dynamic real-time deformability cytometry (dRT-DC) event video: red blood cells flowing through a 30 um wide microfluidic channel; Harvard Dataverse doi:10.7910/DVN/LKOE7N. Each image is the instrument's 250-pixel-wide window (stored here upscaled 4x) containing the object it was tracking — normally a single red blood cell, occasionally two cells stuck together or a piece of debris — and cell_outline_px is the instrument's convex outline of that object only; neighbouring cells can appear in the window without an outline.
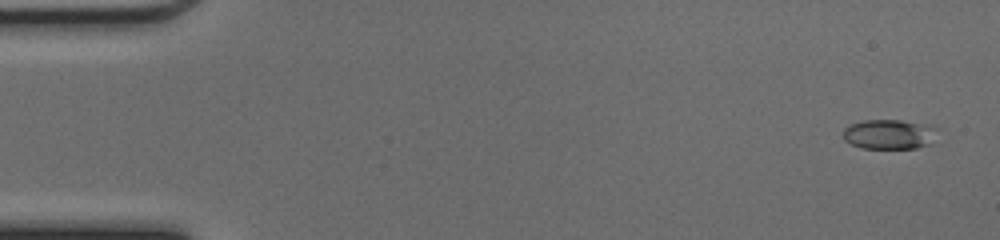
{"species": "common noctule bat (a hibernating species)", "species_latin": "Nyctalus noctula", "temperature_condition": "cold", "stored_images_in_passage": 18, "camera_frame_rate_fps": 3000, "um_per_image_px": 0.085, "animal": {"sex": "female", "body_mass_g": 17.0, "forearm_length_mm": 48.0}, "frame": {"image": 1, "passage_image": 2, "time_ms": 0.333, "image_size_px": [1000, 240], "cell_outline_px": [[940, 128], [932, 144], [916, 148], [860, 148], [844, 140], [844, 128], [848, 124], [864, 120], [900, 120], [932, 124]], "centroid_in_image_um": [75.66, 11.4], "position_along_channel_um": 9.3, "area_um2": 16.82}}
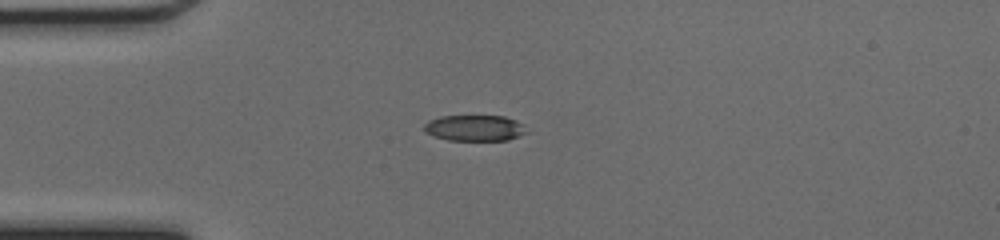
{"frame": {"image": 2, "passage_image": 13, "time_ms": 4.0, "image_size_px": [1000, 240], "cell_outline_px": [[528, 132], [520, 136], [508, 140], [448, 140], [432, 136], [424, 132], [424, 124], [428, 120], [440, 116], [504, 116], [516, 120], [524, 124]], "centroid_in_image_um": [40.35, 10.88], "position_along_channel_um": 44.7, "area_um2": 15.72}}
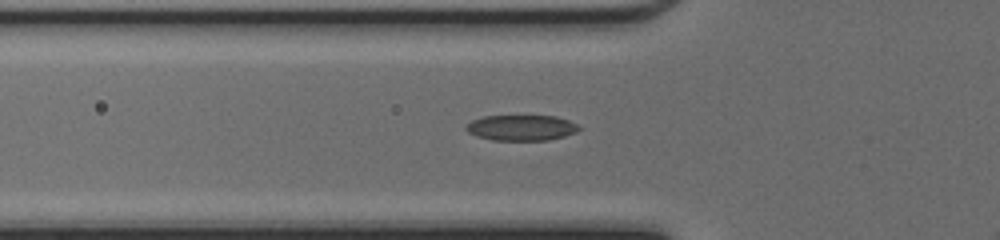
{"frame": {"image": 3, "passage_image": 17, "time_ms": 5.333, "image_size_px": [1000, 240], "cell_outline_px": [[580, 128], [576, 132], [564, 136], [548, 140], [492, 140], [476, 136], [468, 132], [464, 128], [472, 120], [484, 116], [556, 116], [568, 120], [576, 124]], "centroid_in_image_um": [44.3, 10.86], "position_along_channel_um": 81.5, "area_um2": 16.76}}